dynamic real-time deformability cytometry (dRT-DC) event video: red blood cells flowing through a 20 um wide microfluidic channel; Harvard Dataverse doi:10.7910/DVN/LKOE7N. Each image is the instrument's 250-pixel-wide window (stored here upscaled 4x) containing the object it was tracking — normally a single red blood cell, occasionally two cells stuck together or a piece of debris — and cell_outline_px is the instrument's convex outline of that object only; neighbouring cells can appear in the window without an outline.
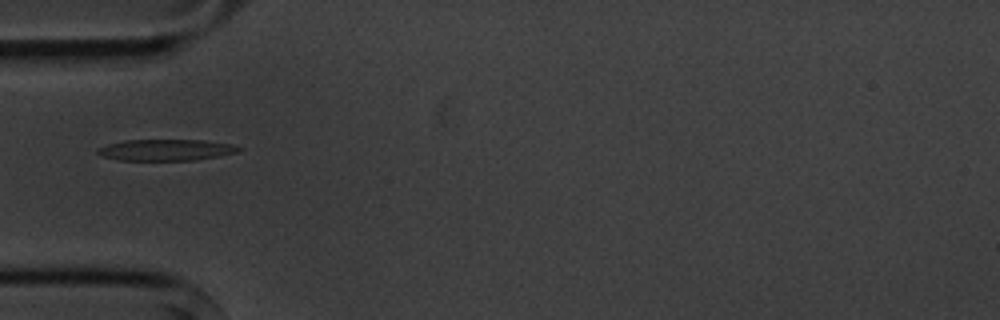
{"species": "common noctule bat (a hibernating species)", "species_latin": "Nyctalus noctula", "temperature_condition": "cold", "stored_images_in_passage": 4, "camera_frame_rate_fps": 3000, "um_per_image_px": 0.085, "animal": {"sex": "male", "body_mass_g": 20.1, "forearm_length_mm": 53.5}, "frame": {"image": 1, "passage_image": 4, "time_ms": 4.333, "image_size_px": [1000, 320], "cell_outline_px": [[244, 148], [236, 152], [220, 156], [196, 160], [116, 160], [100, 156], [96, 152], [96, 148], [108, 144], [124, 140], [204, 140], [232, 144]], "centroid_in_image_um": [14.08, 12.74], "position_along_channel_um": 70.9, "area_um2": 17.69}}